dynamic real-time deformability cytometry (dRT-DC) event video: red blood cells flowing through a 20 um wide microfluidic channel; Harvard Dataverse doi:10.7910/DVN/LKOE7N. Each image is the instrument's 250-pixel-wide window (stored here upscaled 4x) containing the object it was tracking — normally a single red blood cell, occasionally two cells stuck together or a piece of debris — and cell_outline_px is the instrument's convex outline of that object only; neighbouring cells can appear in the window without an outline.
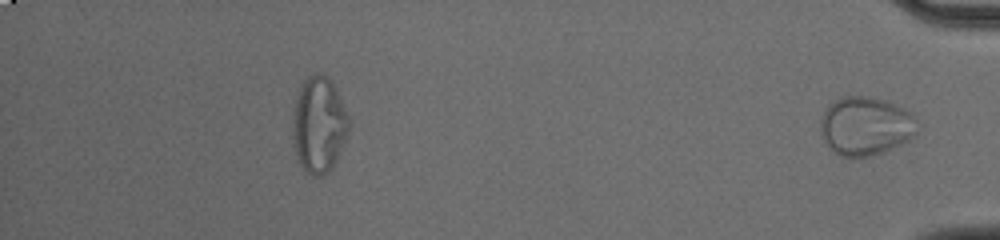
{"species": "common noctule bat (a hibernating species)", "species_latin": "Nyctalus noctula", "temperature_condition": "cold", "stored_images_in_passage": 39, "segment_of_instrument_passage": [2, 2], "camera_frame_rate_fps": 3000, "um_per_image_px": 0.085, "animal": {"sex": "male", "body_mass_g": 20.0, "forearm_length_mm": 53.3}, "frame": {"image": 1, "passage_image": 39, "time_ms": 12.667, "image_size_px": [1000, 240], "cell_outline_px": [[920, 128], [908, 140], [900, 144], [880, 152], [868, 156], [840, 156], [832, 152], [828, 148], [824, 140], [820, 128], [820, 120], [828, 104], [844, 96], [872, 96], [884, 100], [904, 108], [916, 116]], "centroid_in_image_um": [73.58, 10.69], "position_along_channel_um": 361.6, "area_um2": 33.18}}